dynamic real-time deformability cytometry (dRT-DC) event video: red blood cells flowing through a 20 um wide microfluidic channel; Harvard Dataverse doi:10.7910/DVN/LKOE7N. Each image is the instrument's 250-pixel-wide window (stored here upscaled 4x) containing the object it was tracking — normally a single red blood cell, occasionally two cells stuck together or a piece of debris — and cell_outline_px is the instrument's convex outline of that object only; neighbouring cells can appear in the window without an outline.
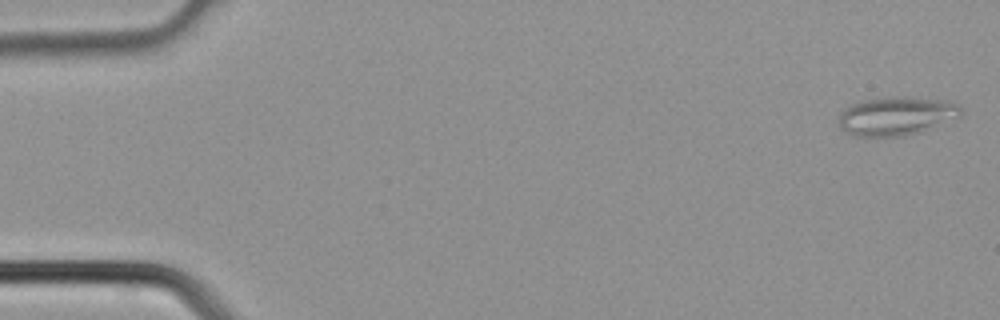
{"species": "common noctule bat (a hibernating species)", "species_latin": "Nyctalus noctula", "temperature_condition": "cold", "stored_images_in_passage": 3, "camera_frame_rate_fps": 3000, "um_per_image_px": 0.085, "animal": {"sex": "male", "body_mass_g": 21.5, "forearm_length_mm": 52.0}, "frame": {"image": 1, "passage_image": 1, "time_ms": 0.0, "image_size_px": [1000, 320], "cell_outline_px": [[964, 116], [920, 132], [904, 136], [852, 136], [840, 128], [840, 112], [844, 108], [860, 100], [876, 96], [912, 96], [948, 100], [956, 104], [960, 108]], "centroid_in_image_um": [76.21, 9.83], "position_along_channel_um": 8.8, "area_um2": 28.26}}